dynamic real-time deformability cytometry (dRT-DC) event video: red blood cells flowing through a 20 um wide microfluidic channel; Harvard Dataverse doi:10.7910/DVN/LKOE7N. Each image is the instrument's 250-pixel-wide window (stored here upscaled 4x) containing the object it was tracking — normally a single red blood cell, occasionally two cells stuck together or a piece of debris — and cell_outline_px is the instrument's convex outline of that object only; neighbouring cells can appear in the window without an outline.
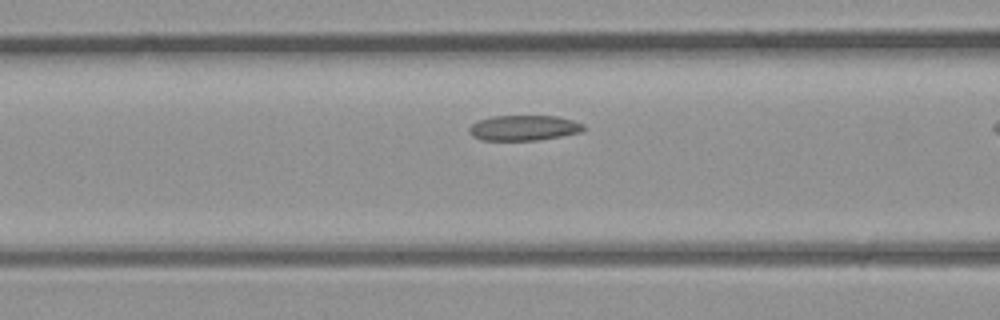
{"species": "common noctule bat (a hibernating species)", "species_latin": "Nyctalus noctula", "temperature_condition": "room temperature", "stored_images_in_passage": 5, "camera_frame_rate_fps": 3000, "um_per_image_px": 0.085, "animal": {"sex": "male", "body_mass_g": 23.1, "forearm_length_mm": 52.7}, "frame": {"image": 1, "passage_image": 4, "time_ms": 1.0, "image_size_px": [1000, 320], "cell_outline_px": [[584, 128], [580, 132], [564, 136], [536, 140], [480, 140], [472, 136], [468, 132], [468, 128], [476, 120], [492, 116], [556, 116], [572, 120], [584, 124]], "centroid_in_image_um": [44.48, 10.87], "position_along_channel_um": 122.1, "area_um2": 16.99}}